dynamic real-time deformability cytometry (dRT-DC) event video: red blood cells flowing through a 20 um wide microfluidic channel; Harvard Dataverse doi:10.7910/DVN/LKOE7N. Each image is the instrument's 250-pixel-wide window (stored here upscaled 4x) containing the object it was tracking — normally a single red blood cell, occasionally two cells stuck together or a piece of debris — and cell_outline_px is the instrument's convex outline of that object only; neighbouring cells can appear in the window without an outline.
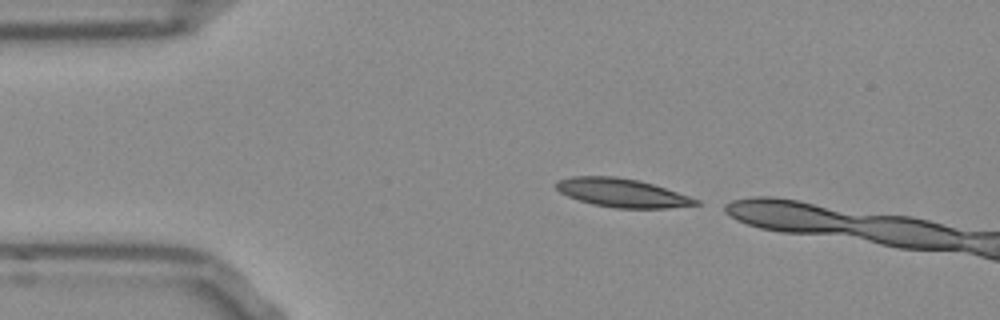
{"species": "Egyptian fruit bat (a non-hibernating species)", "species_latin": "Rousettus aegyptiacus", "temperature_condition": "room temperature", "stored_images_in_passage": 7, "camera_frame_rate_fps": 3000, "um_per_image_px": 0.085, "frame": {"image": 1, "passage_image": 1, "time_ms": 0.0, "image_size_px": [1000, 320], "cell_outline_px": [[700, 204], [668, 208], [616, 208], [592, 204], [568, 196], [560, 192], [556, 188], [556, 180], [572, 176], [616, 176], [640, 180], [700, 200]], "centroid_in_image_um": [52.85, 16.38], "position_along_channel_um": 32.2, "area_um2": 23.12}}